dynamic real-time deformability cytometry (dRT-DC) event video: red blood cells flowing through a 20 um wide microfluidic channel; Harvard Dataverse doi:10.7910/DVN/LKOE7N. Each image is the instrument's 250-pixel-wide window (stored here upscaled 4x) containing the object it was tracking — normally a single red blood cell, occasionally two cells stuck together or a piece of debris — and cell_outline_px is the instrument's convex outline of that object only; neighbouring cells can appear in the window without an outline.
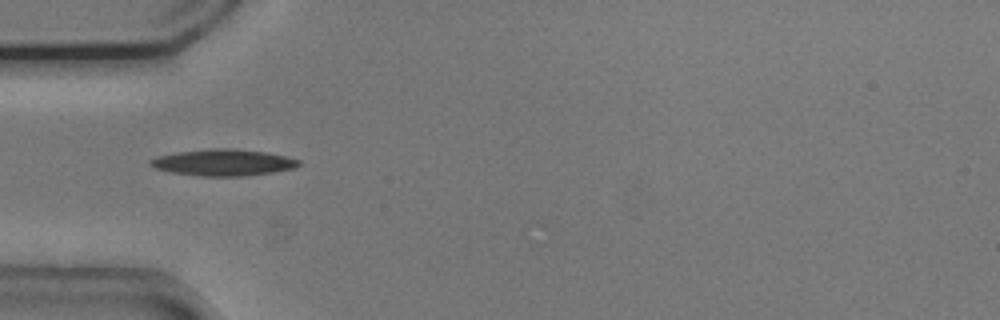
{"species": "common noctule bat (a hibernating species)", "species_latin": "Nyctalus noctula", "temperature_condition": "cold", "stored_images_in_passage": 38, "camera_frame_rate_fps": 3000, "um_per_image_px": 0.085, "animal": {"sex": "male", "body_mass_g": 20.5, "forearm_length_mm": 52.5}, "frame": {"image": 1, "passage_image": 1, "time_ms": 0.0, "image_size_px": [1000, 320], "cell_outline_px": [[300, 164], [296, 168], [272, 172], [240, 176], [204, 176], [172, 172], [156, 168], [148, 164], [148, 160], [156, 156], [176, 152], [212, 148], [232, 148], [268, 152], [300, 160]], "centroid_in_image_um": [18.97, 13.8], "position_along_channel_um": 66.0, "area_um2": 22.89}}
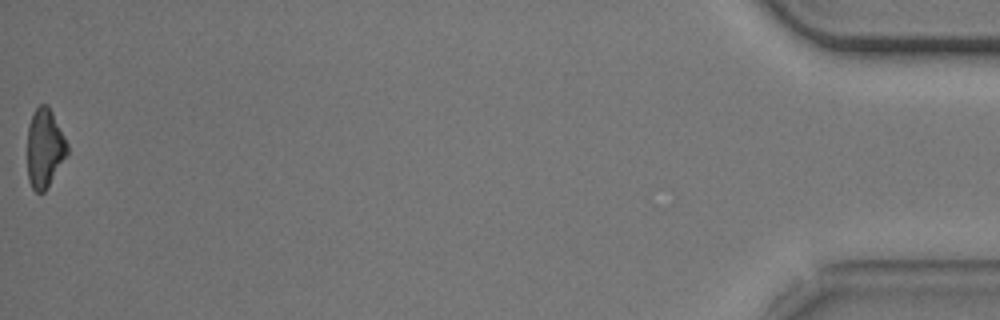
{"frame": {"image": 2, "passage_image": 38, "time_ms": 12.333, "image_size_px": [1000, 320], "cell_outline_px": [[68, 156], [44, 192], [36, 192], [32, 188], [28, 180], [28, 124], [36, 108], [40, 104], [48, 104], [68, 144]], "centroid_in_image_um": [3.81, 12.6], "position_along_channel_um": 431.4, "area_um2": 18.38}, "authors_computed_cell_mechanics": {"area_um2": 20.23, "velocity_mm_per_s": 3.7575, "shape_relaxation_time_tau1_ms": 3.7794, "shape_relaxation_time_tau2_ms": null, "deformation_change_tau1": 0.1151, "deformation_change_tau2": null}}